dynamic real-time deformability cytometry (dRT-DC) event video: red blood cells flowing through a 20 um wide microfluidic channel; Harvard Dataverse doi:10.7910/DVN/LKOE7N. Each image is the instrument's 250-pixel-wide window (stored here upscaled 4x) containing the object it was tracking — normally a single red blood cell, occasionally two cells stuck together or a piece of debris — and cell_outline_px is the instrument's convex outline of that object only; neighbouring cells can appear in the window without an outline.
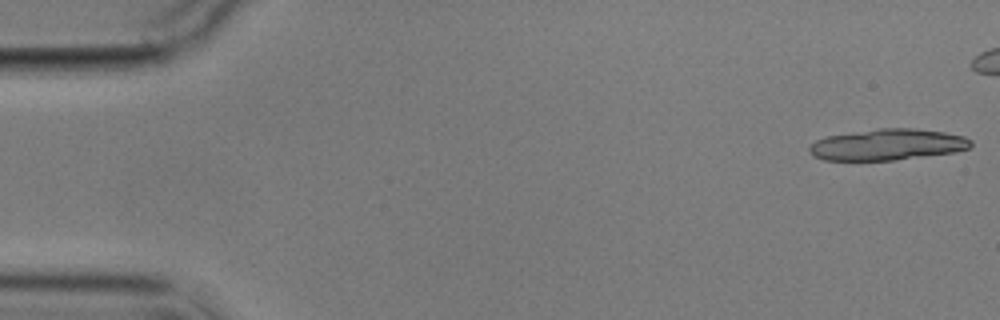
{"species": "common noctule bat (a hibernating species)", "species_latin": "Nyctalus noctula", "temperature_condition": "cold", "stored_images_in_passage": 9, "camera_frame_rate_fps": 3000, "um_per_image_px": 0.085, "animal": {"sex": "male", "body_mass_g": 17.9}, "frame": {"image": 1, "passage_image": 1, "time_ms": 0.0, "image_size_px": [1000, 320], "cell_outline_px": [[972, 144], [968, 148], [956, 152], [896, 160], [824, 160], [812, 156], [808, 152], [808, 148], [816, 140], [824, 136], [880, 128], [912, 128], [944, 132], [964, 136], [972, 140]], "centroid_in_image_um": [75.42, 12.29], "position_along_channel_um": 9.6, "area_um2": 29.54}}
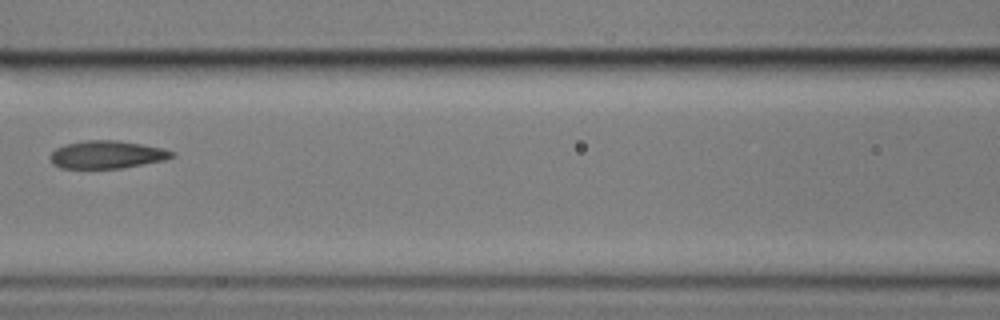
{"frame": {"image": 2, "passage_image": 7, "time_ms": 10.0, "image_size_px": [1000, 320], "cell_outline_px": [[176, 156], [164, 160], [120, 168], [60, 168], [52, 164], [48, 156], [56, 148], [64, 144], [84, 140], [116, 140], [164, 148], [176, 152]], "centroid_in_image_um": [9.07, 13.13], "position_along_channel_um": 157.5, "area_um2": 19.83}}
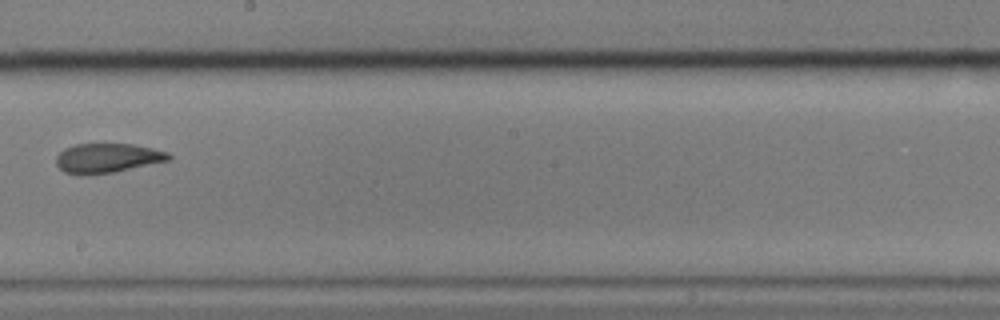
{"frame": {"image": 3, "passage_image": 9, "time_ms": 12.333, "image_size_px": [1000, 320], "cell_outline_px": [[172, 156], [168, 160], [116, 172], [84, 176], [80, 176], [64, 172], [56, 164], [56, 156], [64, 148], [76, 144], [132, 144], [152, 148], [168, 152]], "centroid_in_image_um": [9.08, 13.45], "position_along_channel_um": 239.1, "area_um2": 19.48}}